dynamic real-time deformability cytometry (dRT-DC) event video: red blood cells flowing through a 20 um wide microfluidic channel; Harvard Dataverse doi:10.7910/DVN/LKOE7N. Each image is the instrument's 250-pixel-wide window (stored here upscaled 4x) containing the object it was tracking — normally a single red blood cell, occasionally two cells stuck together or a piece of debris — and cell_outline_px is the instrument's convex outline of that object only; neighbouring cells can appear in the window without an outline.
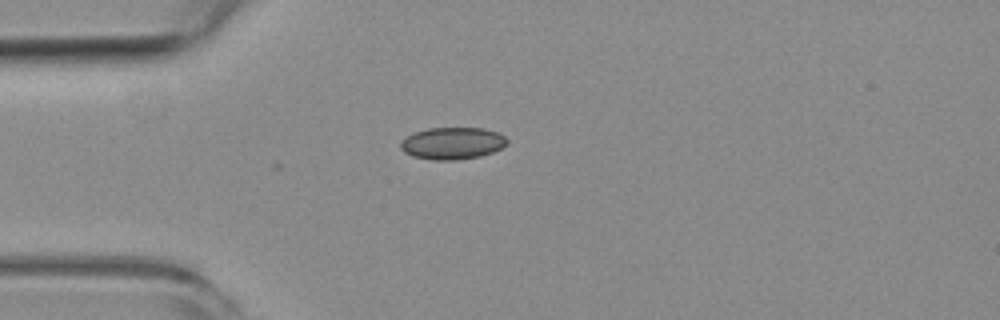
{"species": "common noctule bat (a hibernating species)", "species_latin": "Nyctalus noctula", "temperature_condition": "room temperature", "stored_images_in_passage": 4, "camera_frame_rate_fps": 3000, "um_per_image_px": 0.085, "animal": {"sex": "female", "body_mass_g": 19.3, "forearm_length_mm": 54.1}, "frame": {"image": 1, "passage_image": 4, "time_ms": 4.333, "image_size_px": [1000, 320], "cell_outline_px": [[508, 140], [500, 148], [492, 152], [480, 156], [456, 160], [432, 160], [412, 156], [404, 152], [400, 148], [400, 144], [408, 136], [416, 132], [428, 128], [484, 128], [496, 132], [504, 136]], "centroid_in_image_um": [38.44, 12.18], "position_along_channel_um": 46.6, "area_um2": 19.65}}